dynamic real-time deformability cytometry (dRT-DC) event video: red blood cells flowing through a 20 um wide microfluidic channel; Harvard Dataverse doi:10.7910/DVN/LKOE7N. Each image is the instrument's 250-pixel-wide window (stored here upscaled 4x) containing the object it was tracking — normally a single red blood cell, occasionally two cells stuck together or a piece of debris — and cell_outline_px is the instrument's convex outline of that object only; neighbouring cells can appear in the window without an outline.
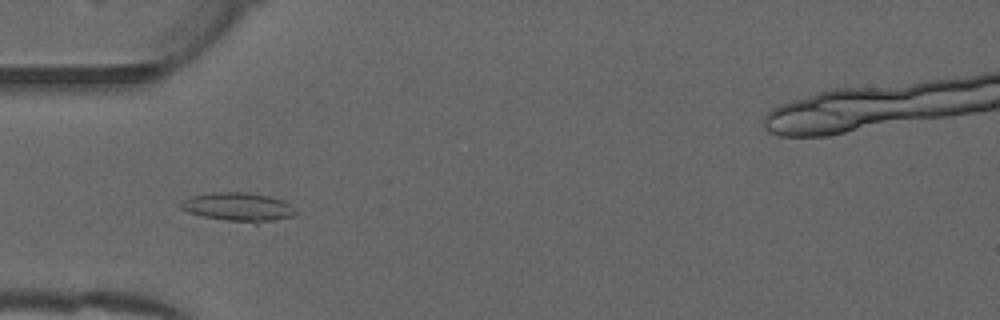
{"species": "common noctule bat (a hibernating species)", "species_latin": "Nyctalus noctula", "temperature_condition": "warm", "stored_images_in_passage": 52, "camera_frame_rate_fps": 3000, "um_per_image_px": 0.085, "animal": {"sex": "male", "forearm_length_mm": 52.5}, "frame": {"image": 1, "passage_image": 16, "time_ms": 5.0, "image_size_px": [1000, 320], "cell_outline_px": [[300, 212], [292, 216], [276, 220], [256, 224], [200, 216], [188, 212], [180, 208], [180, 200], [192, 196], [212, 192], [248, 192], [268, 196], [284, 200], [296, 208]], "centroid_in_image_um": [20.29, 17.59], "position_along_channel_um": 64.7, "area_um2": 19.54}}
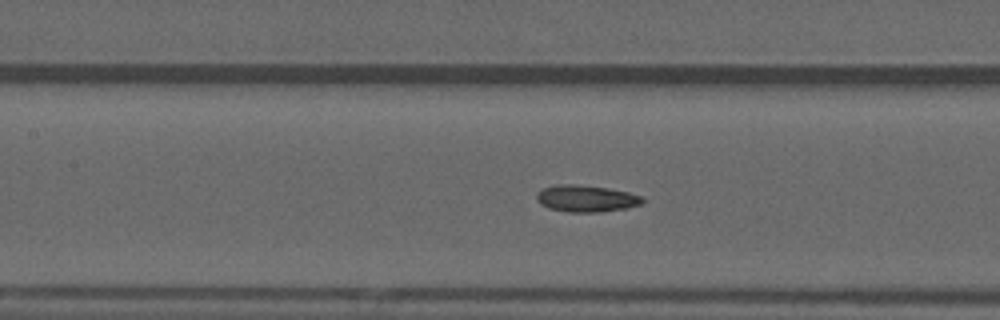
{"frame": {"image": 2, "passage_image": 23, "time_ms": 7.333, "image_size_px": [1000, 320], "cell_outline_px": [[644, 200], [640, 204], [628, 208], [600, 212], [568, 212], [548, 208], [540, 204], [536, 200], [536, 192], [544, 188], [556, 184], [576, 184], [608, 188], [628, 192], [640, 196]], "centroid_in_image_um": [49.78, 16.87], "position_along_channel_um": 157.6, "area_um2": 16.59}}
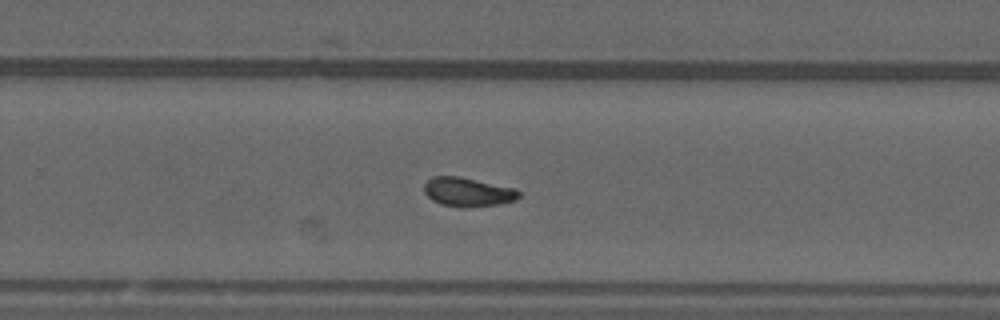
{"frame": {"image": 3, "passage_image": 33, "time_ms": 10.667, "image_size_px": [1000, 320], "cell_outline_px": [[520, 196], [516, 200], [500, 204], [440, 204], [432, 200], [424, 192], [424, 184], [432, 176], [460, 176], [516, 188], [520, 192]], "centroid_in_image_um": [39.78, 16.25], "position_along_channel_um": 290.0, "area_um2": 15.37}, "authors_computed_cell_mechanics": {"area_um2": 15.9817, "velocity_mm_per_s": 3.9915, "shape_relaxation_time_tau1_ms": null, "shape_relaxation_time_tau2_ms": 1.9447, "deformation_change_tau1": null, "deformation_change_tau2": 0.0791}}